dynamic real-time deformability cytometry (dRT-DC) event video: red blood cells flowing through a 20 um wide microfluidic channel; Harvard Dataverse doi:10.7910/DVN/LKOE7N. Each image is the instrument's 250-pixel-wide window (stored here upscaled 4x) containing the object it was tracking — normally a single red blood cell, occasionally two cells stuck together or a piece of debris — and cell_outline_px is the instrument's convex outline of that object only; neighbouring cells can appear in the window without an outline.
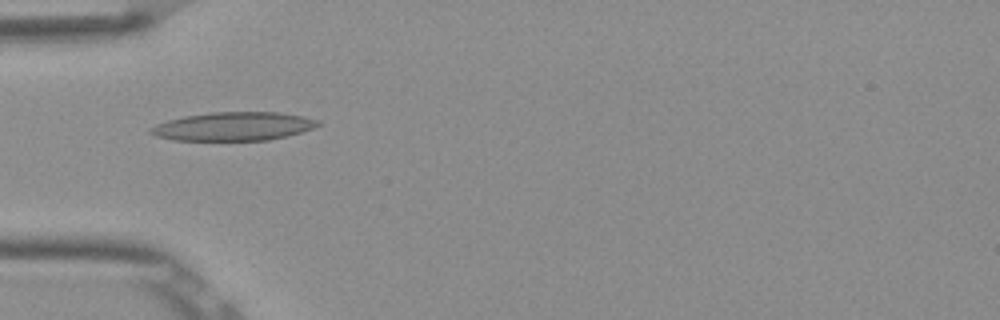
{"species": "Egyptian fruit bat (a non-hibernating species)", "species_latin": "Rousettus aegyptiacus", "temperature_condition": "room temperature", "stored_images_in_passage": 8, "camera_frame_rate_fps": 3000, "um_per_image_px": 0.085, "frame": {"image": 1, "passage_image": 4, "time_ms": 1.0, "image_size_px": [1000, 320], "cell_outline_px": [[324, 124], [288, 136], [268, 140], [172, 140], [156, 136], [148, 132], [148, 128], [156, 124], [168, 120], [184, 116], [212, 112], [280, 112], [304, 116], [320, 120]], "centroid_in_image_um": [19.86, 10.74], "position_along_channel_um": 65.1, "area_um2": 28.03}}
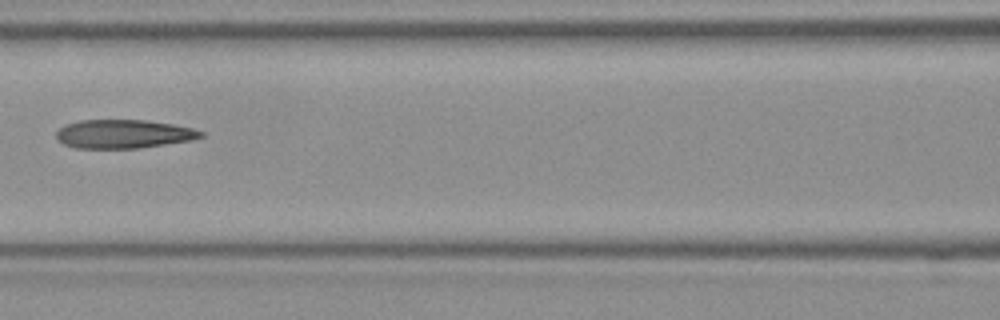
{"frame": {"image": 2, "passage_image": 6, "time_ms": 1.667, "image_size_px": [1000, 320], "cell_outline_px": [[204, 136], [192, 140], [140, 148], [76, 148], [64, 144], [56, 140], [56, 132], [64, 124], [80, 120], [148, 120], [172, 124], [192, 128], [204, 132]], "centroid_in_image_um": [10.48, 11.38], "position_along_channel_um": 156.1, "area_um2": 24.28}}
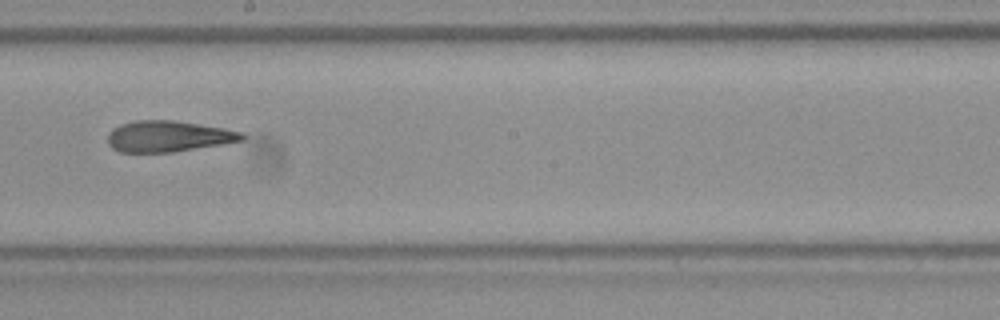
{"frame": {"image": 3, "passage_image": 8, "time_ms": 2.333, "image_size_px": [1000, 320], "cell_outline_px": [[248, 136], [244, 140], [224, 144], [172, 152], [120, 152], [112, 148], [108, 144], [108, 132], [112, 128], [120, 124], [136, 120], [172, 120], [224, 128], [244, 132]], "centroid_in_image_um": [14.32, 11.58], "position_along_channel_um": 233.9, "area_um2": 24.51}}